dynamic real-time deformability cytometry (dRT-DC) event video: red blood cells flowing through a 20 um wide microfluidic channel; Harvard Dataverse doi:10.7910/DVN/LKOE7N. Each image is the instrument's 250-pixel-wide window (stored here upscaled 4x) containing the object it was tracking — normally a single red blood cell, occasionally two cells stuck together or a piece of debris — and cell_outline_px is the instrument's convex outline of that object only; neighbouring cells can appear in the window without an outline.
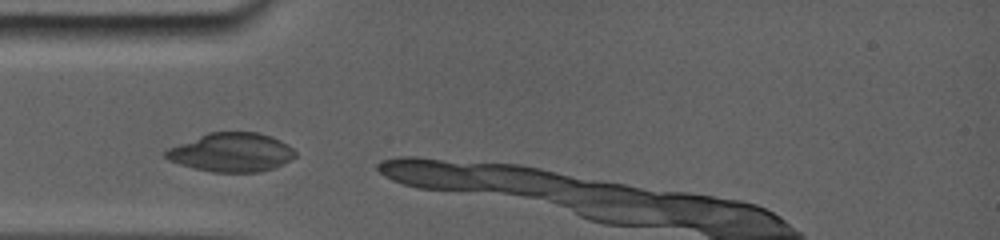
{"species": "common noctule bat (a hibernating species)", "species_latin": "Nyctalus noctula", "temperature_condition": "room temperature", "stored_images_in_passage": 3, "camera_frame_rate_fps": 5000, "um_per_image_px": 0.085, "animal": {"sex": "female", "body_mass_g": 19.0, "forearm_length_mm": 56.7}, "frame": {"image": 1, "passage_image": 1, "time_ms": 0.0, "image_size_px": [1000, 240], "cell_outline_px": [[296, 156], [276, 168], [260, 172], [212, 172], [180, 164], [168, 160], [164, 156], [164, 152], [172, 148], [212, 132], [256, 132], [268, 136], [292, 148], [296, 152]], "centroid_in_image_um": [19.72, 12.98], "position_along_channel_um": 65.3, "area_um2": 28.5}}